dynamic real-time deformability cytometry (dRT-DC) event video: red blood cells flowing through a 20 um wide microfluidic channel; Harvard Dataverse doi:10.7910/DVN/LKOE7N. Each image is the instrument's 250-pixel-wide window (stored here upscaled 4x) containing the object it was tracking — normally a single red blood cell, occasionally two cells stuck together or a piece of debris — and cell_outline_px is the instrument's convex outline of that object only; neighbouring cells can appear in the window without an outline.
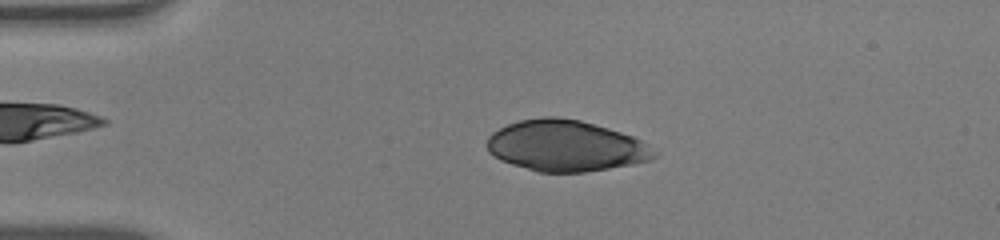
{"species": "human", "species_latin": "Homo sapiens", "temperature_condition": "warm", "stored_images_in_passage": 49, "camera_frame_rate_fps": 3000, "um_per_image_px": 0.085, "donor": {"sex": "male"}, "frame": {"image": 1, "passage_image": 8, "time_ms": 2.333, "image_size_px": [1000, 240], "cell_outline_px": [[660, 152], [652, 160], [632, 164], [584, 172], [536, 172], [500, 160], [488, 152], [484, 144], [488, 136], [492, 132], [508, 124], [520, 120], [544, 116], [556, 116], [580, 120], [608, 128], [632, 136], [640, 140]], "centroid_in_image_um": [48.06, 12.39], "position_along_channel_um": 36.9, "area_um2": 50.0}}
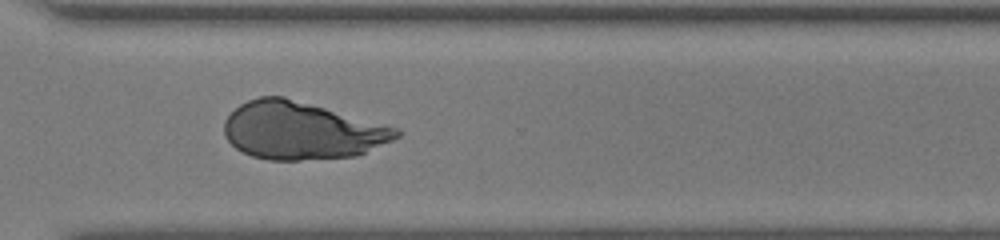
{"frame": {"image": 2, "passage_image": 35, "time_ms": 11.333, "image_size_px": [1000, 240], "cell_outline_px": [[404, 132], [400, 136], [392, 140], [356, 156], [300, 160], [268, 160], [252, 156], [236, 148], [224, 136], [224, 120], [240, 104], [248, 100], [260, 96], [284, 96], [400, 128]], "centroid_in_image_um": [25.65, 11.1], "position_along_channel_um": 345.0, "area_um2": 57.8}}
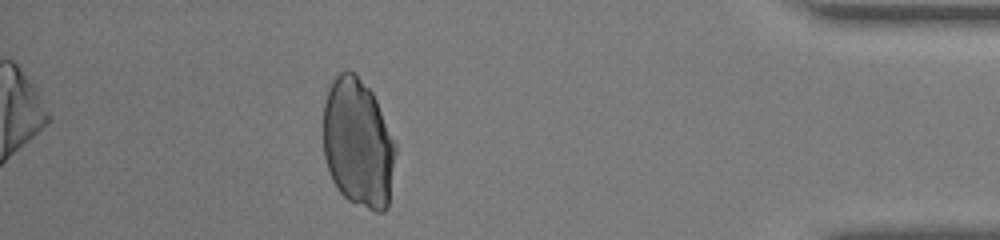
{"frame": {"image": 3, "passage_image": 43, "time_ms": 14.0, "image_size_px": [1000, 240], "cell_outline_px": [[396, 152], [388, 208], [384, 212], [376, 212], [356, 204], [348, 200], [336, 188], [332, 180], [324, 156], [324, 104], [328, 88], [332, 80], [344, 68], [348, 68], [356, 72], [372, 92], [376, 100], [396, 144]], "centroid_in_image_um": [30.43, 12.15], "position_along_channel_um": 404.8, "area_um2": 54.79}}